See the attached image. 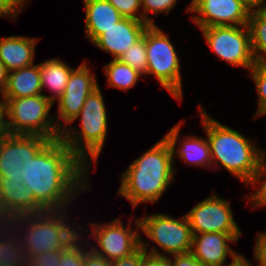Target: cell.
Masks as SVG:
<instances>
[{"label":"cell","instance_id":"obj_1","mask_svg":"<svg viewBox=\"0 0 266 266\" xmlns=\"http://www.w3.org/2000/svg\"><path fill=\"white\" fill-rule=\"evenodd\" d=\"M90 170L60 139L51 140L30 159L24 185L46 211L67 210L84 190H90Z\"/></svg>","mask_w":266,"mask_h":266},{"label":"cell","instance_id":"obj_2","mask_svg":"<svg viewBox=\"0 0 266 266\" xmlns=\"http://www.w3.org/2000/svg\"><path fill=\"white\" fill-rule=\"evenodd\" d=\"M174 174L173 149L164 136L121 173L117 194L127 199L134 209L143 203L154 204L174 182Z\"/></svg>","mask_w":266,"mask_h":266},{"label":"cell","instance_id":"obj_3","mask_svg":"<svg viewBox=\"0 0 266 266\" xmlns=\"http://www.w3.org/2000/svg\"><path fill=\"white\" fill-rule=\"evenodd\" d=\"M201 125L210 147L212 169L223 166L245 185L251 183L264 150L241 132L208 115L199 105ZM213 165H217L213 167Z\"/></svg>","mask_w":266,"mask_h":266},{"label":"cell","instance_id":"obj_4","mask_svg":"<svg viewBox=\"0 0 266 266\" xmlns=\"http://www.w3.org/2000/svg\"><path fill=\"white\" fill-rule=\"evenodd\" d=\"M66 211H45L15 216L6 221L11 229H15L14 231L20 234L21 246L28 261L33 256L44 252L63 250L81 235L79 231L84 226L79 225L78 228L73 227V224L71 226L70 218L66 217ZM20 227L23 231L20 230ZM17 228L20 231H17Z\"/></svg>","mask_w":266,"mask_h":266},{"label":"cell","instance_id":"obj_5","mask_svg":"<svg viewBox=\"0 0 266 266\" xmlns=\"http://www.w3.org/2000/svg\"><path fill=\"white\" fill-rule=\"evenodd\" d=\"M96 88L87 98L79 114L61 130L60 139L70 151L91 171V162L97 164L102 153L108 130V116L104 97ZM78 118L81 127L73 128Z\"/></svg>","mask_w":266,"mask_h":266},{"label":"cell","instance_id":"obj_6","mask_svg":"<svg viewBox=\"0 0 266 266\" xmlns=\"http://www.w3.org/2000/svg\"><path fill=\"white\" fill-rule=\"evenodd\" d=\"M44 94L24 98H2L5 102L6 128L11 135H38L50 140L60 138L54 116V105Z\"/></svg>","mask_w":266,"mask_h":266},{"label":"cell","instance_id":"obj_7","mask_svg":"<svg viewBox=\"0 0 266 266\" xmlns=\"http://www.w3.org/2000/svg\"><path fill=\"white\" fill-rule=\"evenodd\" d=\"M170 37L155 25L146 28L147 71L178 102L183 99L180 60Z\"/></svg>","mask_w":266,"mask_h":266},{"label":"cell","instance_id":"obj_8","mask_svg":"<svg viewBox=\"0 0 266 266\" xmlns=\"http://www.w3.org/2000/svg\"><path fill=\"white\" fill-rule=\"evenodd\" d=\"M139 222L140 231L151 241H154L164 252H159V249L153 245L149 249L150 243L141 237V247L146 249L148 253L173 256L191 251L193 233L186 214L180 217V219H176L165 213H153L152 215H144L139 218Z\"/></svg>","mask_w":266,"mask_h":266},{"label":"cell","instance_id":"obj_9","mask_svg":"<svg viewBox=\"0 0 266 266\" xmlns=\"http://www.w3.org/2000/svg\"><path fill=\"white\" fill-rule=\"evenodd\" d=\"M211 51L234 67L251 70L255 65L250 30L244 26H211L199 28Z\"/></svg>","mask_w":266,"mask_h":266},{"label":"cell","instance_id":"obj_10","mask_svg":"<svg viewBox=\"0 0 266 266\" xmlns=\"http://www.w3.org/2000/svg\"><path fill=\"white\" fill-rule=\"evenodd\" d=\"M134 220L136 229L131 227V221ZM121 217L115 218L108 223H91L92 231L90 237L97 243L90 245V249L97 255L112 261L123 258L135 252L141 246V233L139 218H130L129 224L124 225ZM93 225V226H92ZM93 246V247H92Z\"/></svg>","mask_w":266,"mask_h":266},{"label":"cell","instance_id":"obj_11","mask_svg":"<svg viewBox=\"0 0 266 266\" xmlns=\"http://www.w3.org/2000/svg\"><path fill=\"white\" fill-rule=\"evenodd\" d=\"M50 141L38 135H5L0 139V177L23 180L30 159Z\"/></svg>","mask_w":266,"mask_h":266},{"label":"cell","instance_id":"obj_12","mask_svg":"<svg viewBox=\"0 0 266 266\" xmlns=\"http://www.w3.org/2000/svg\"><path fill=\"white\" fill-rule=\"evenodd\" d=\"M230 204L229 200L218 197L216 193L197 203L186 213L192 233L243 234L234 220Z\"/></svg>","mask_w":266,"mask_h":266},{"label":"cell","instance_id":"obj_13","mask_svg":"<svg viewBox=\"0 0 266 266\" xmlns=\"http://www.w3.org/2000/svg\"><path fill=\"white\" fill-rule=\"evenodd\" d=\"M90 69L85 61L75 68L71 72L65 92L57 99L58 112L54 118L60 130L79 114L86 98L99 87L97 78Z\"/></svg>","mask_w":266,"mask_h":266},{"label":"cell","instance_id":"obj_14","mask_svg":"<svg viewBox=\"0 0 266 266\" xmlns=\"http://www.w3.org/2000/svg\"><path fill=\"white\" fill-rule=\"evenodd\" d=\"M187 12L198 28L248 25L250 10L238 0H192Z\"/></svg>","mask_w":266,"mask_h":266},{"label":"cell","instance_id":"obj_15","mask_svg":"<svg viewBox=\"0 0 266 266\" xmlns=\"http://www.w3.org/2000/svg\"><path fill=\"white\" fill-rule=\"evenodd\" d=\"M46 210L35 200L23 180L0 177V220L15 216L43 213Z\"/></svg>","mask_w":266,"mask_h":266},{"label":"cell","instance_id":"obj_16","mask_svg":"<svg viewBox=\"0 0 266 266\" xmlns=\"http://www.w3.org/2000/svg\"><path fill=\"white\" fill-rule=\"evenodd\" d=\"M241 235L215 232L193 234L190 253L204 266L225 265L228 256L234 257L238 253L230 247V243L238 242Z\"/></svg>","mask_w":266,"mask_h":266},{"label":"cell","instance_id":"obj_17","mask_svg":"<svg viewBox=\"0 0 266 266\" xmlns=\"http://www.w3.org/2000/svg\"><path fill=\"white\" fill-rule=\"evenodd\" d=\"M148 27L144 21L123 18L113 27L104 31L92 44L98 49L109 52L113 59L120 56L137 40H139Z\"/></svg>","mask_w":266,"mask_h":266},{"label":"cell","instance_id":"obj_18","mask_svg":"<svg viewBox=\"0 0 266 266\" xmlns=\"http://www.w3.org/2000/svg\"><path fill=\"white\" fill-rule=\"evenodd\" d=\"M183 122V120L179 121L174 127L170 128V131L165 135L173 149L174 165L175 157H178L185 164L195 165L197 167H209L212 169L210 147L207 139L193 135H185V137L183 136L182 138L183 140L179 138ZM178 140L181 141L178 142ZM177 144L180 146L176 148Z\"/></svg>","mask_w":266,"mask_h":266},{"label":"cell","instance_id":"obj_19","mask_svg":"<svg viewBox=\"0 0 266 266\" xmlns=\"http://www.w3.org/2000/svg\"><path fill=\"white\" fill-rule=\"evenodd\" d=\"M38 38L12 35L0 38V61L8 72L34 64Z\"/></svg>","mask_w":266,"mask_h":266},{"label":"cell","instance_id":"obj_20","mask_svg":"<svg viewBox=\"0 0 266 266\" xmlns=\"http://www.w3.org/2000/svg\"><path fill=\"white\" fill-rule=\"evenodd\" d=\"M85 9V36L93 43L105 30L124 17L108 0H83Z\"/></svg>","mask_w":266,"mask_h":266},{"label":"cell","instance_id":"obj_21","mask_svg":"<svg viewBox=\"0 0 266 266\" xmlns=\"http://www.w3.org/2000/svg\"><path fill=\"white\" fill-rule=\"evenodd\" d=\"M42 93L39 64L8 72L7 85L1 98H24Z\"/></svg>","mask_w":266,"mask_h":266},{"label":"cell","instance_id":"obj_22","mask_svg":"<svg viewBox=\"0 0 266 266\" xmlns=\"http://www.w3.org/2000/svg\"><path fill=\"white\" fill-rule=\"evenodd\" d=\"M41 74V85L43 89L48 90L52 95H44L46 98L54 102L65 92V87L75 69L69 66L63 60L58 58H51L39 64Z\"/></svg>","mask_w":266,"mask_h":266},{"label":"cell","instance_id":"obj_23","mask_svg":"<svg viewBox=\"0 0 266 266\" xmlns=\"http://www.w3.org/2000/svg\"><path fill=\"white\" fill-rule=\"evenodd\" d=\"M0 265L28 266L19 234L14 229L11 230L6 222L0 227Z\"/></svg>","mask_w":266,"mask_h":266},{"label":"cell","instance_id":"obj_24","mask_svg":"<svg viewBox=\"0 0 266 266\" xmlns=\"http://www.w3.org/2000/svg\"><path fill=\"white\" fill-rule=\"evenodd\" d=\"M255 64H266V9L250 11L248 19Z\"/></svg>","mask_w":266,"mask_h":266},{"label":"cell","instance_id":"obj_25","mask_svg":"<svg viewBox=\"0 0 266 266\" xmlns=\"http://www.w3.org/2000/svg\"><path fill=\"white\" fill-rule=\"evenodd\" d=\"M104 67L107 78L106 85L122 91L130 90L137 84L138 79L143 78L141 73L119 59H112Z\"/></svg>","mask_w":266,"mask_h":266},{"label":"cell","instance_id":"obj_26","mask_svg":"<svg viewBox=\"0 0 266 266\" xmlns=\"http://www.w3.org/2000/svg\"><path fill=\"white\" fill-rule=\"evenodd\" d=\"M119 60L133 69L137 70L143 76L147 71V51H146V29L143 36L131 45L119 58Z\"/></svg>","mask_w":266,"mask_h":266},{"label":"cell","instance_id":"obj_27","mask_svg":"<svg viewBox=\"0 0 266 266\" xmlns=\"http://www.w3.org/2000/svg\"><path fill=\"white\" fill-rule=\"evenodd\" d=\"M254 189L258 188L250 196H246L248 202H252V209L266 207V151L261 155L258 168L250 183Z\"/></svg>","mask_w":266,"mask_h":266},{"label":"cell","instance_id":"obj_28","mask_svg":"<svg viewBox=\"0 0 266 266\" xmlns=\"http://www.w3.org/2000/svg\"><path fill=\"white\" fill-rule=\"evenodd\" d=\"M178 0H141L142 21L148 25H155V21L150 14L159 16L160 13L168 15L172 8L176 6ZM150 13V14H149Z\"/></svg>","mask_w":266,"mask_h":266},{"label":"cell","instance_id":"obj_29","mask_svg":"<svg viewBox=\"0 0 266 266\" xmlns=\"http://www.w3.org/2000/svg\"><path fill=\"white\" fill-rule=\"evenodd\" d=\"M249 75L255 83L258 93V109L254 114V119L266 109V64H255Z\"/></svg>","mask_w":266,"mask_h":266},{"label":"cell","instance_id":"obj_30","mask_svg":"<svg viewBox=\"0 0 266 266\" xmlns=\"http://www.w3.org/2000/svg\"><path fill=\"white\" fill-rule=\"evenodd\" d=\"M84 236L81 234L68 247L61 251L60 266H83L84 263Z\"/></svg>","mask_w":266,"mask_h":266},{"label":"cell","instance_id":"obj_31","mask_svg":"<svg viewBox=\"0 0 266 266\" xmlns=\"http://www.w3.org/2000/svg\"><path fill=\"white\" fill-rule=\"evenodd\" d=\"M124 18L142 21L141 0H108ZM140 13V15H139Z\"/></svg>","mask_w":266,"mask_h":266},{"label":"cell","instance_id":"obj_32","mask_svg":"<svg viewBox=\"0 0 266 266\" xmlns=\"http://www.w3.org/2000/svg\"><path fill=\"white\" fill-rule=\"evenodd\" d=\"M61 251H48L33 256L28 261V266H60Z\"/></svg>","mask_w":266,"mask_h":266},{"label":"cell","instance_id":"obj_33","mask_svg":"<svg viewBox=\"0 0 266 266\" xmlns=\"http://www.w3.org/2000/svg\"><path fill=\"white\" fill-rule=\"evenodd\" d=\"M146 252V249L140 246L130 255L110 261V266H141Z\"/></svg>","mask_w":266,"mask_h":266},{"label":"cell","instance_id":"obj_34","mask_svg":"<svg viewBox=\"0 0 266 266\" xmlns=\"http://www.w3.org/2000/svg\"><path fill=\"white\" fill-rule=\"evenodd\" d=\"M254 246V257L257 266H266V232L256 233Z\"/></svg>","mask_w":266,"mask_h":266},{"label":"cell","instance_id":"obj_35","mask_svg":"<svg viewBox=\"0 0 266 266\" xmlns=\"http://www.w3.org/2000/svg\"><path fill=\"white\" fill-rule=\"evenodd\" d=\"M88 242L84 243V263L83 266H110V261L95 254L89 247ZM89 249V250H88Z\"/></svg>","mask_w":266,"mask_h":266},{"label":"cell","instance_id":"obj_36","mask_svg":"<svg viewBox=\"0 0 266 266\" xmlns=\"http://www.w3.org/2000/svg\"><path fill=\"white\" fill-rule=\"evenodd\" d=\"M169 259H170V266H204L190 252L185 254L169 256Z\"/></svg>","mask_w":266,"mask_h":266},{"label":"cell","instance_id":"obj_37","mask_svg":"<svg viewBox=\"0 0 266 266\" xmlns=\"http://www.w3.org/2000/svg\"><path fill=\"white\" fill-rule=\"evenodd\" d=\"M141 266H170L169 256L155 255L146 252Z\"/></svg>","mask_w":266,"mask_h":266},{"label":"cell","instance_id":"obj_38","mask_svg":"<svg viewBox=\"0 0 266 266\" xmlns=\"http://www.w3.org/2000/svg\"><path fill=\"white\" fill-rule=\"evenodd\" d=\"M19 16V13L10 5L7 0H0V17L11 18L15 20Z\"/></svg>","mask_w":266,"mask_h":266},{"label":"cell","instance_id":"obj_39","mask_svg":"<svg viewBox=\"0 0 266 266\" xmlns=\"http://www.w3.org/2000/svg\"><path fill=\"white\" fill-rule=\"evenodd\" d=\"M5 102L0 97V139L7 135Z\"/></svg>","mask_w":266,"mask_h":266},{"label":"cell","instance_id":"obj_40","mask_svg":"<svg viewBox=\"0 0 266 266\" xmlns=\"http://www.w3.org/2000/svg\"><path fill=\"white\" fill-rule=\"evenodd\" d=\"M226 266H254V264L249 262V260H247L243 254L241 255L240 253H237L234 257H232V261L230 263H226Z\"/></svg>","mask_w":266,"mask_h":266},{"label":"cell","instance_id":"obj_41","mask_svg":"<svg viewBox=\"0 0 266 266\" xmlns=\"http://www.w3.org/2000/svg\"><path fill=\"white\" fill-rule=\"evenodd\" d=\"M244 4L250 11L263 9L266 4V0H238Z\"/></svg>","mask_w":266,"mask_h":266},{"label":"cell","instance_id":"obj_42","mask_svg":"<svg viewBox=\"0 0 266 266\" xmlns=\"http://www.w3.org/2000/svg\"><path fill=\"white\" fill-rule=\"evenodd\" d=\"M8 71L5 65L0 61V96L5 91L7 85Z\"/></svg>","mask_w":266,"mask_h":266},{"label":"cell","instance_id":"obj_43","mask_svg":"<svg viewBox=\"0 0 266 266\" xmlns=\"http://www.w3.org/2000/svg\"><path fill=\"white\" fill-rule=\"evenodd\" d=\"M10 5L20 14L21 11H24L25 5L28 4L29 0H7Z\"/></svg>","mask_w":266,"mask_h":266},{"label":"cell","instance_id":"obj_44","mask_svg":"<svg viewBox=\"0 0 266 266\" xmlns=\"http://www.w3.org/2000/svg\"><path fill=\"white\" fill-rule=\"evenodd\" d=\"M266 115V109L259 116Z\"/></svg>","mask_w":266,"mask_h":266},{"label":"cell","instance_id":"obj_45","mask_svg":"<svg viewBox=\"0 0 266 266\" xmlns=\"http://www.w3.org/2000/svg\"><path fill=\"white\" fill-rule=\"evenodd\" d=\"M5 222L0 220V227L4 224Z\"/></svg>","mask_w":266,"mask_h":266}]
</instances>
